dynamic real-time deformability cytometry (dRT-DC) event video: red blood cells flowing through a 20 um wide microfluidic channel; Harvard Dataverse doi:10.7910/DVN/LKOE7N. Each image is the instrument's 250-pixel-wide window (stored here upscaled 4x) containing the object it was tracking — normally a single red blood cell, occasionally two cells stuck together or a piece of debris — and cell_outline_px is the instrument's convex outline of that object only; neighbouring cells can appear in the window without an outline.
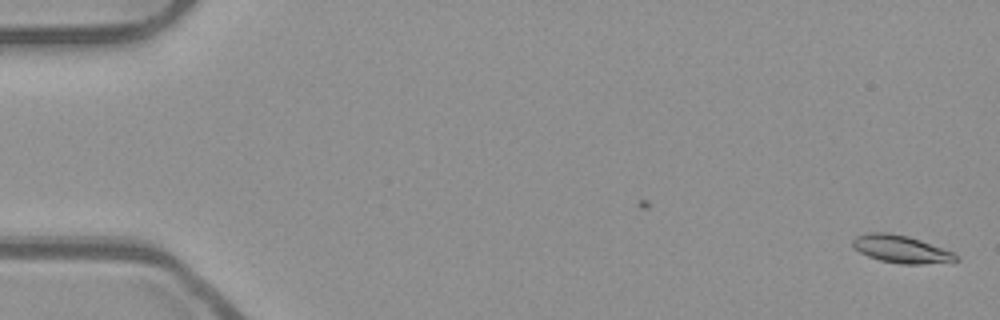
{"species": "common noctule bat (a hibernating species)", "species_latin": "Nyctalus noctula", "temperature_condition": "room temperature", "stored_images_in_passage": 55, "segment_of_instrument_passage": [1, 2], "camera_frame_rate_fps": 3000, "um_per_image_px": 0.085, "animal": {"sex": "male", "body_mass_g": 23.1, "forearm_length_mm": 52.7}, "frame": {"image": 1, "passage_image": 1, "time_ms": 0.0, "image_size_px": [1000, 320], "cell_outline_px": [[960, 260], [920, 264], [900, 264], [880, 260], [868, 256], [852, 248], [852, 240], [856, 236], [868, 232], [888, 232], [908, 236], [920, 240], [952, 252], [960, 256]], "centroid_in_image_um": [76.55, 21.17], "position_along_channel_um": 8.5, "area_um2": 16.53}}
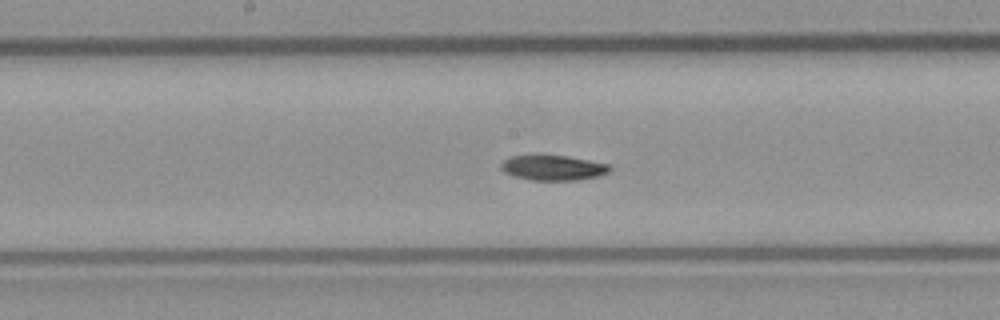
{"frame": {"image": 2, "passage_image": 28, "time_ms": 9.0, "image_size_px": [1000, 320], "cell_outline_px": [[612, 168], [608, 172], [600, 176], [576, 180], [532, 180], [512, 176], [504, 172], [500, 168], [500, 164], [504, 160], [512, 156], [564, 156], [588, 160], [608, 164]], "centroid_in_image_um": [47.0, 14.28], "position_along_channel_um": 201.2, "area_um2": 15.72}}
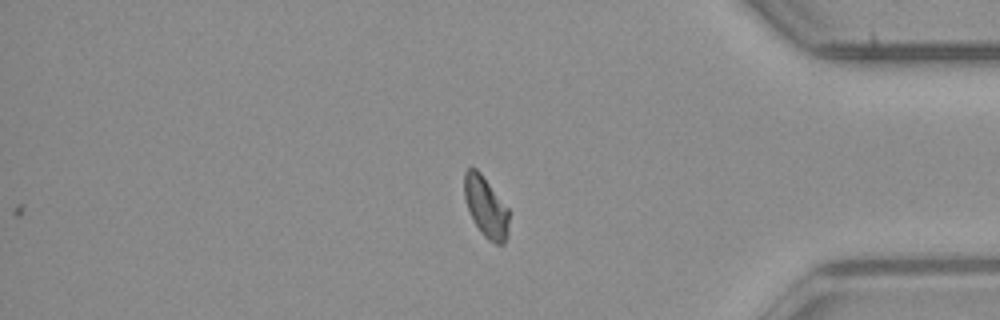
{"frame": {"image": 3, "passage_image": 45, "time_ms": 14.667, "image_size_px": [1000, 320], "cell_outline_px": [[508, 236], [504, 244], [496, 244], [488, 240], [480, 232], [472, 220], [464, 196], [464, 172], [468, 168], [476, 168], [480, 172], [508, 208]], "centroid_in_image_um": [41.29, 17.62], "position_along_channel_um": 393.9, "area_um2": 15.78}}